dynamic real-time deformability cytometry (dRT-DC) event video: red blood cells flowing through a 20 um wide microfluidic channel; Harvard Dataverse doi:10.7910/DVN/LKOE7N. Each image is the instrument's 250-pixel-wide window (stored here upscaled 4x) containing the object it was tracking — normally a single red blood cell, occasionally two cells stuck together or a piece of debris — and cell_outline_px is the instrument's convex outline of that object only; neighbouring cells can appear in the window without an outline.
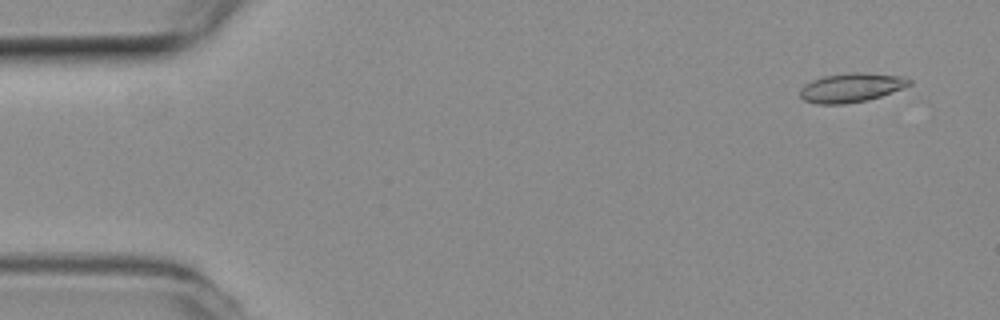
{"species": "common noctule bat (a hibernating species)", "species_latin": "Nyctalus noctula", "temperature_condition": "room temperature", "stored_images_in_passage": 3, "camera_frame_rate_fps": 3000, "um_per_image_px": 0.085, "animal": {"sex": "female", "body_mass_g": 19.3, "forearm_length_mm": 54.1}, "frame": {"image": 1, "passage_image": 3, "time_ms": 0.667, "image_size_px": [1000, 320], "cell_outline_px": [[912, 84], [880, 96], [868, 100], [844, 104], [816, 104], [804, 100], [800, 96], [800, 88], [804, 84], [812, 80], [824, 76], [852, 72], [860, 72], [904, 76], [912, 80]], "centroid_in_image_um": [72.35, 7.44], "position_along_channel_um": 12.7, "area_um2": 18.55}}